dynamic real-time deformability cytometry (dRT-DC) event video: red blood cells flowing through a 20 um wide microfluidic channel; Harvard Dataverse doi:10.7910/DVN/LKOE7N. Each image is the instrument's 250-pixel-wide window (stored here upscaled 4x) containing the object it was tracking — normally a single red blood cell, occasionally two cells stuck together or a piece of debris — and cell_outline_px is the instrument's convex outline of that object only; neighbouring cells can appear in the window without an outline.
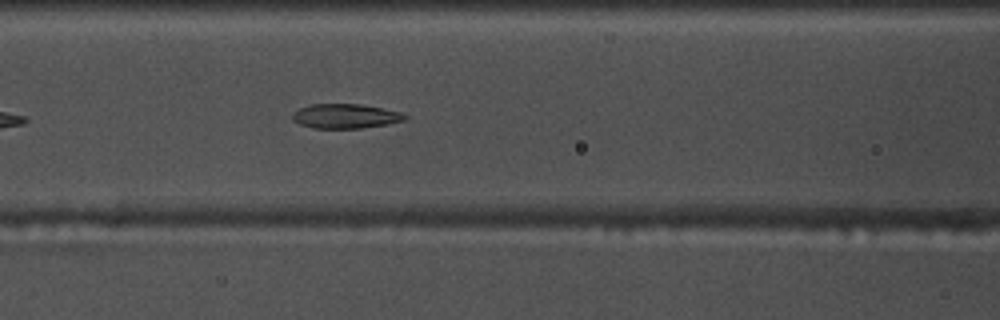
{"species": "common noctule bat (a hibernating species)", "species_latin": "Nyctalus noctula", "temperature_condition": "warm", "stored_images_in_passage": 42, "camera_frame_rate_fps": 3000, "um_per_image_px": 0.085, "animal": {"sex": "male", "body_mass_g": 17.5, "forearm_length_mm": 52.3}, "frame": {"image": 1, "passage_image": 10, "time_ms": 3.0, "image_size_px": [1000, 320], "cell_outline_px": [[408, 116], [404, 120], [388, 124], [360, 128], [312, 128], [300, 124], [292, 120], [292, 112], [300, 108], [312, 104], [360, 104], [384, 108], [404, 112]], "centroid_in_image_um": [29.38, 9.86], "position_along_channel_um": 137.2, "area_um2": 16.18}}
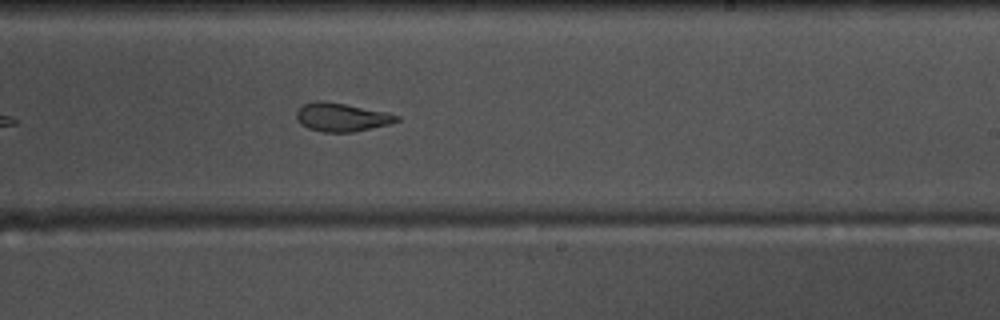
{"frame": {"image": 2, "passage_image": 20, "time_ms": 6.333, "image_size_px": [1000, 320], "cell_outline_px": [[400, 120], [388, 124], [352, 132], [324, 132], [308, 128], [300, 124], [296, 116], [296, 112], [304, 104], [316, 100], [324, 100], [384, 112], [400, 116]], "centroid_in_image_um": [29.0, 9.96], "position_along_channel_um": 260.0, "area_um2": 16.36}}
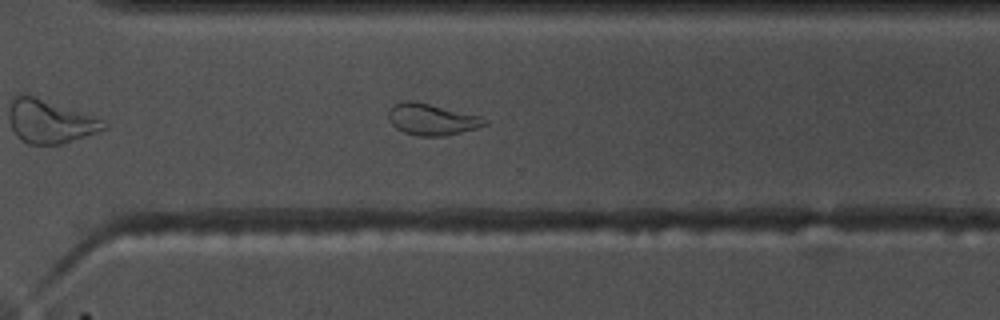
{"frame": {"image": 3, "passage_image": 26, "time_ms": 8.333, "image_size_px": [1000, 320], "cell_outline_px": [[488, 124], [476, 128], [444, 136], [420, 136], [404, 132], [396, 128], [392, 124], [388, 116], [388, 108], [404, 100], [412, 100], [480, 116], [488, 120]], "centroid_in_image_um": [36.68, 10.14], "position_along_channel_um": 333.9, "area_um2": 17.46}, "authors_computed_cell_mechanics": {"area_um2": 17.3111, "velocity_mm_per_s": 3.6969, "shape_relaxation_time_tau1_ms": null, "shape_relaxation_time_tau2_ms": 2.5308, "deformation_change_tau1": null, "deformation_change_tau2": 0.1022}}